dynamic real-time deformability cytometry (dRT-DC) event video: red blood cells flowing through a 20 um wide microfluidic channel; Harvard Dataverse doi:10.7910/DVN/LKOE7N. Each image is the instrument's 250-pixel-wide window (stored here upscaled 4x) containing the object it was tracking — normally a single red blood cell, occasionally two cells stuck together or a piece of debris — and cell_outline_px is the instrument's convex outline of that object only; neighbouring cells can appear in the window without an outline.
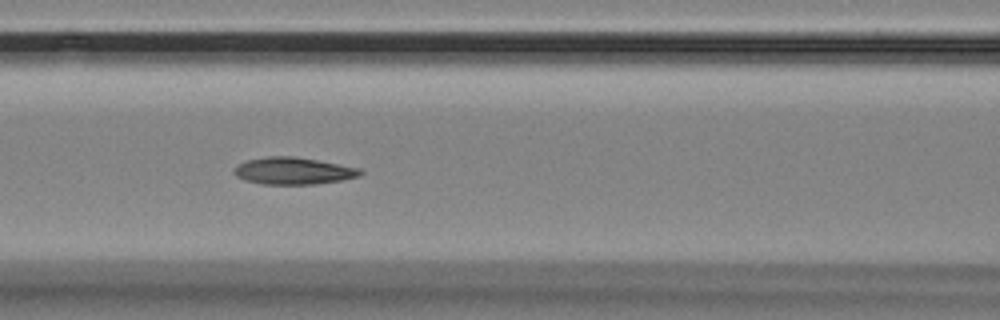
{"species": "Egyptian fruit bat (a non-hibernating species)", "species_latin": "Rousettus aegyptiacus", "temperature_condition": "room temperature", "stored_images_in_passage": 11, "camera_frame_rate_fps": 3000, "um_per_image_px": 0.085, "animal": {"sex": "female"}, "frame": {"image": 1, "passage_image": 7, "time_ms": 6.667, "image_size_px": [1000, 320], "cell_outline_px": [[364, 172], [360, 176], [344, 180], [316, 184], [264, 184], [244, 180], [236, 176], [232, 172], [240, 164], [248, 160], [268, 156], [296, 156], [360, 168]], "centroid_in_image_um": [24.98, 14.53], "position_along_channel_um": 141.6, "area_um2": 19.88}}
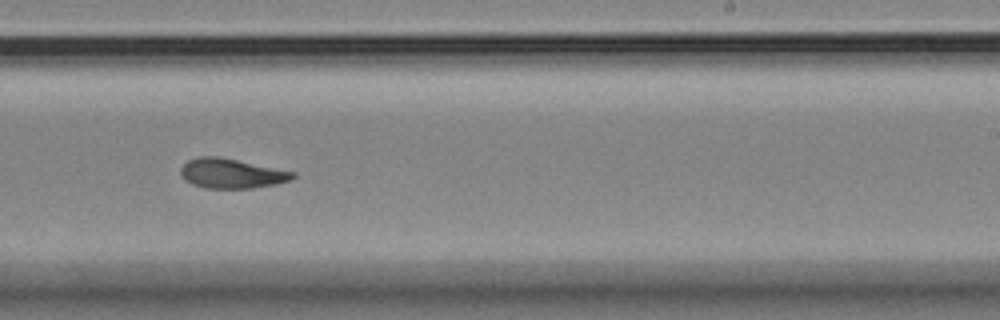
{"frame": {"image": 2, "passage_image": 10, "time_ms": 10.333, "image_size_px": [1000, 320], "cell_outline_px": [[296, 176], [292, 180], [276, 184], [252, 188], [204, 188], [192, 184], [184, 180], [180, 172], [180, 168], [188, 160], [200, 156], [220, 156], [296, 172]], "centroid_in_image_um": [19.69, 14.74], "position_along_channel_um": 269.3, "area_um2": 19.59}}
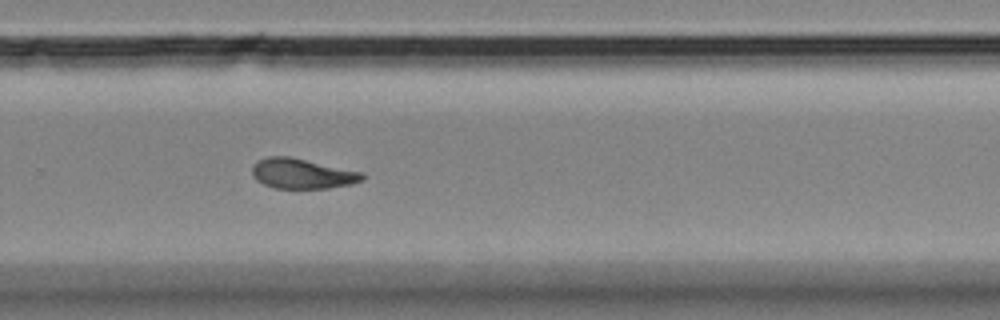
{"frame": {"image": 3, "passage_image": 11, "time_ms": 11.333, "image_size_px": [1000, 320], "cell_outline_px": [[364, 180], [352, 184], [328, 188], [272, 188], [256, 180], [252, 176], [252, 164], [268, 156], [288, 156], [364, 172]], "centroid_in_image_um": [25.69, 14.76], "position_along_channel_um": 304.1, "area_um2": 19.42}}